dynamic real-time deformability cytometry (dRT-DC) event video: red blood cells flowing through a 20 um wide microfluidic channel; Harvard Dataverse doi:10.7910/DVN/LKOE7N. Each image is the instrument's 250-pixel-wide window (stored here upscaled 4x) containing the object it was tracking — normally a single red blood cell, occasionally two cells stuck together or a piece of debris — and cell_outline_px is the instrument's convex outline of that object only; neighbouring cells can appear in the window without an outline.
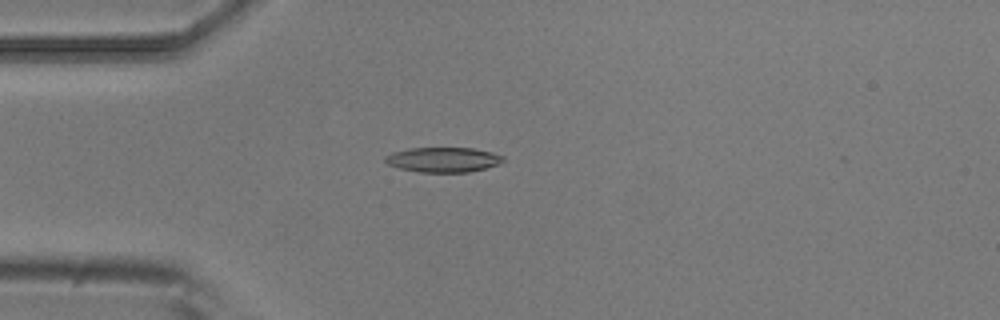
{"species": "common noctule bat (a hibernating species)", "species_latin": "Nyctalus noctula", "temperature_condition": "room temperature", "stored_images_in_passage": 5, "camera_frame_rate_fps": 3000, "um_per_image_px": 0.085, "animal": {"sex": "male", "body_mass_g": 20.5, "forearm_length_mm": 52.5}, "frame": {"image": 1, "passage_image": 4, "time_ms": 1.0, "image_size_px": [1000, 320], "cell_outline_px": [[504, 160], [500, 164], [468, 172], [420, 172], [400, 168], [388, 164], [384, 160], [384, 156], [392, 152], [408, 148], [472, 148], [492, 152], [504, 156]], "centroid_in_image_um": [37.67, 13.56], "position_along_channel_um": 47.3, "area_um2": 17.11}}